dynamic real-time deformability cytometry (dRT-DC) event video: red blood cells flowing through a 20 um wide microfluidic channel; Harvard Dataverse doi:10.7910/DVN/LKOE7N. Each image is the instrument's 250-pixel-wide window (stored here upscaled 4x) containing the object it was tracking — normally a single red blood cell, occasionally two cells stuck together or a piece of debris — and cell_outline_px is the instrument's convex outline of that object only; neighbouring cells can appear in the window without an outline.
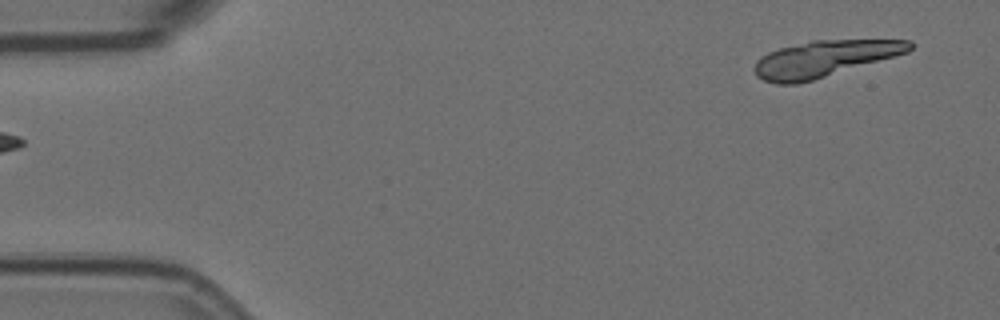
{"species": "Egyptian fruit bat (a non-hibernating species)", "species_latin": "Rousettus aegyptiacus", "temperature_condition": "room temperature", "stored_images_in_passage": 5, "camera_frame_rate_fps": 3000, "um_per_image_px": 0.085, "animal": {"sex": "female"}, "frame": {"image": 1, "passage_image": 5, "time_ms": 1.333, "image_size_px": [1000, 320], "cell_outline_px": [[912, 48], [908, 52], [812, 80], [796, 84], [776, 84], [764, 80], [756, 76], [752, 68], [756, 60], [768, 52], [780, 48], [812, 40], [912, 40]], "centroid_in_image_um": [70.01, 4.99], "position_along_channel_um": 15.0, "area_um2": 32.43}}